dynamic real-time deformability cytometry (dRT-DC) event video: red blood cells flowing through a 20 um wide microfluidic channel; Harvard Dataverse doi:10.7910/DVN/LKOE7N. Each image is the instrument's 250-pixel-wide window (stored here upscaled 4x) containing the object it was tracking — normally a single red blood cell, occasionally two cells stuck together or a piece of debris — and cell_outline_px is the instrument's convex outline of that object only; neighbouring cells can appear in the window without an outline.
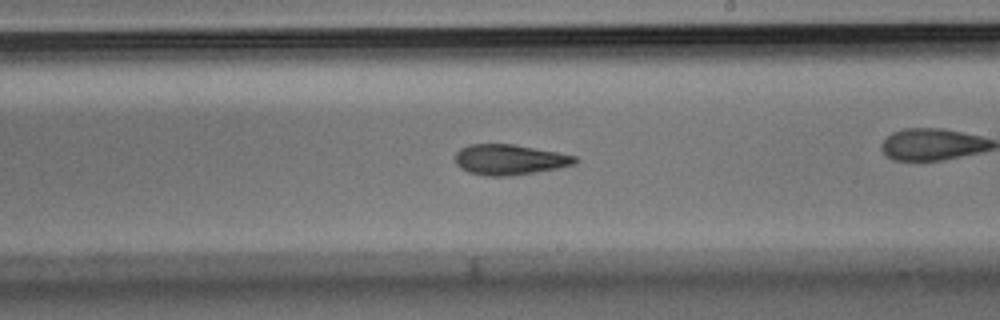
{"species": "Egyptian fruit bat (a non-hibernating species)", "species_latin": "Rousettus aegyptiacus", "temperature_condition": "room temperature", "stored_images_in_passage": 43, "camera_frame_rate_fps": 3000, "um_per_image_px": 0.085, "animal": {"sex": "male"}, "frame": {"image": 1, "passage_image": 31, "time_ms": 10.0, "image_size_px": [1000, 320], "cell_outline_px": [[580, 160], [576, 164], [560, 168], [508, 176], [488, 176], [468, 172], [460, 168], [456, 164], [456, 152], [460, 148], [468, 144], [512, 144], [556, 152], [576, 156]], "centroid_in_image_um": [43.32, 13.57], "position_along_channel_um": 245.7, "area_um2": 21.27}}
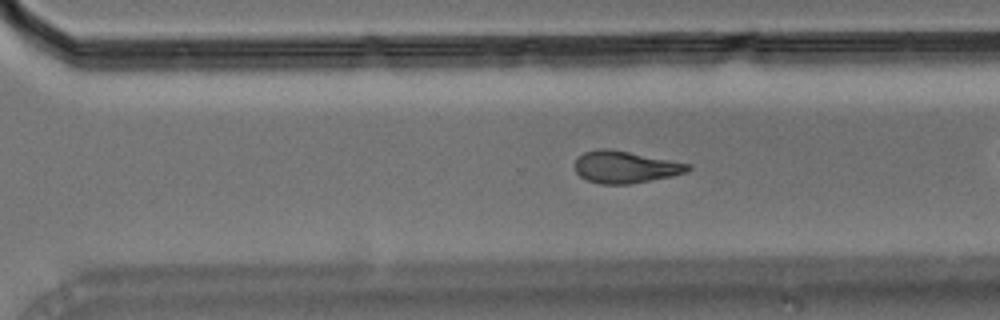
{"frame": {"image": 2, "passage_image": 37, "time_ms": 12.0, "image_size_px": [1000, 320], "cell_outline_px": [[692, 168], [688, 172], [672, 176], [632, 184], [600, 184], [584, 180], [576, 172], [576, 160], [584, 152], [600, 148], [608, 148], [692, 164]], "centroid_in_image_um": [53.17, 14.21], "position_along_channel_um": 317.4, "area_um2": 21.21}}